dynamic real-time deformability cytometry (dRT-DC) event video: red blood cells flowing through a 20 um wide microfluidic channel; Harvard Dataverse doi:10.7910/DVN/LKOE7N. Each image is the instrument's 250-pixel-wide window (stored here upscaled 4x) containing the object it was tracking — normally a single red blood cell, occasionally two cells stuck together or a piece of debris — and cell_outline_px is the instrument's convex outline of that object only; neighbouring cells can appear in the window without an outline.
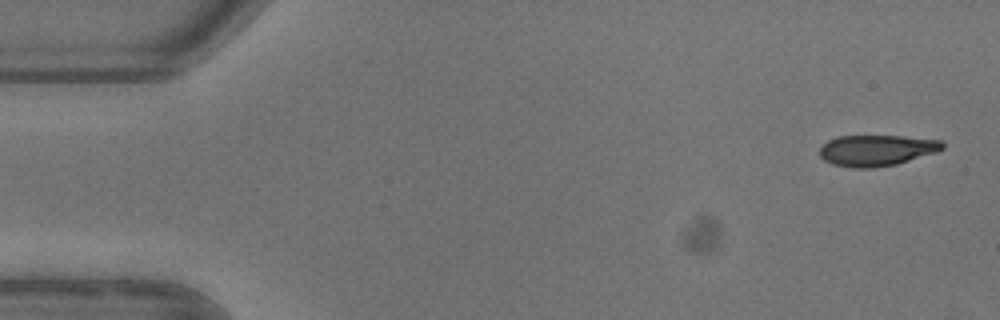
{"species": "common noctule bat (a hibernating species)", "species_latin": "Nyctalus noctula", "temperature_condition": "warm", "stored_images_in_passage": 4, "camera_frame_rate_fps": 3000, "um_per_image_px": 0.085, "animal": {"sex": "female"}, "frame": {"image": 1, "passage_image": 1, "time_ms": 0.0, "image_size_px": [1000, 320], "cell_outline_px": [[944, 148], [936, 152], [896, 164], [872, 168], [856, 168], [832, 164], [824, 160], [820, 156], [820, 148], [828, 140], [840, 136], [900, 136], [940, 140], [944, 144]], "centroid_in_image_um": [74.5, 12.78], "position_along_channel_um": 10.5, "area_um2": 22.02}}
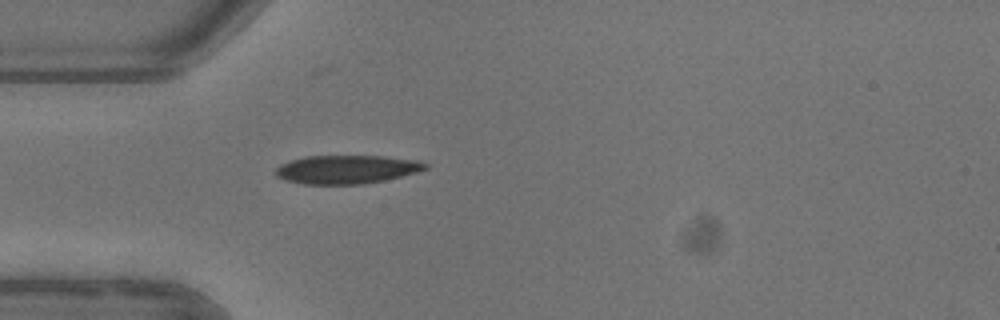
{"frame": {"image": 2, "passage_image": 4, "time_ms": 4.333, "image_size_px": [1000, 320], "cell_outline_px": [[428, 168], [416, 172], [384, 180], [364, 184], [304, 184], [284, 180], [276, 176], [276, 168], [280, 164], [288, 160], [304, 156], [384, 156], [420, 160], [428, 164]], "centroid_in_image_um": [29.45, 14.39], "position_along_channel_um": 55.6, "area_um2": 25.03}}